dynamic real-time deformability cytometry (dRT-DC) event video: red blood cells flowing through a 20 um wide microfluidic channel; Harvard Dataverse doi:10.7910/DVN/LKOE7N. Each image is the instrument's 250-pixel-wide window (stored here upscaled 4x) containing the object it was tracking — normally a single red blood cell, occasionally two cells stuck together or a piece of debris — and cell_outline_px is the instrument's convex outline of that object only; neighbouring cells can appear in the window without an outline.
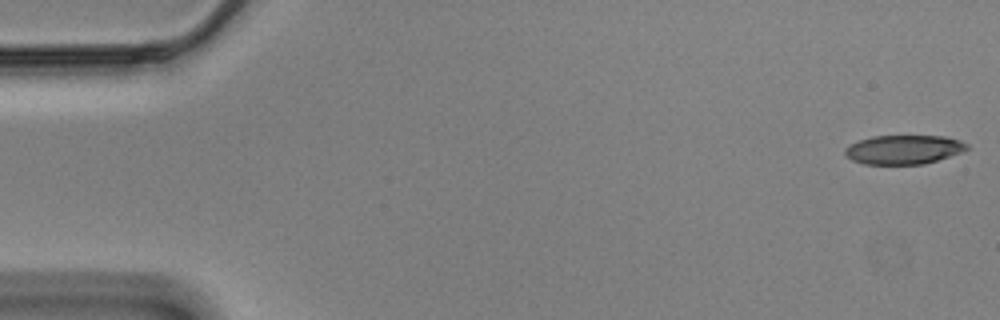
{"species": "Egyptian fruit bat (a non-hibernating species)", "species_latin": "Rousettus aegyptiacus", "temperature_condition": "cold", "stored_images_in_passage": 56, "camera_frame_rate_fps": 3000, "um_per_image_px": 0.085, "animal": {"sex": "male"}, "frame": {"image": 1, "passage_image": 1, "time_ms": 0.0, "image_size_px": [1000, 320], "cell_outline_px": [[968, 148], [960, 152], [924, 164], [864, 164], [852, 160], [844, 156], [844, 148], [860, 140], [872, 136], [944, 136], [960, 140], [968, 144]], "centroid_in_image_um": [76.77, 12.71], "position_along_channel_um": 8.2, "area_um2": 20.52}}
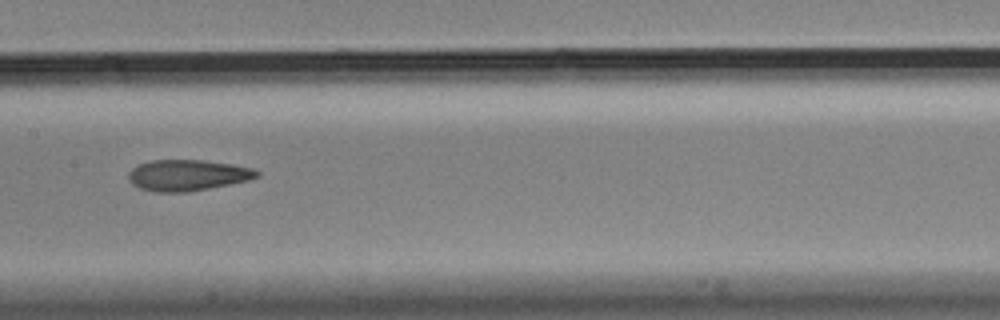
{"frame": {"image": 2, "passage_image": 28, "time_ms": 9.0, "image_size_px": [1000, 320], "cell_outline_px": [[260, 176], [248, 180], [188, 192], [156, 192], [140, 188], [132, 184], [128, 180], [128, 172], [132, 168], [140, 164], [152, 160], [204, 160], [232, 164], [252, 168], [260, 172]], "centroid_in_image_um": [15.92, 14.89], "position_along_channel_um": 191.5, "area_um2": 23.18}}
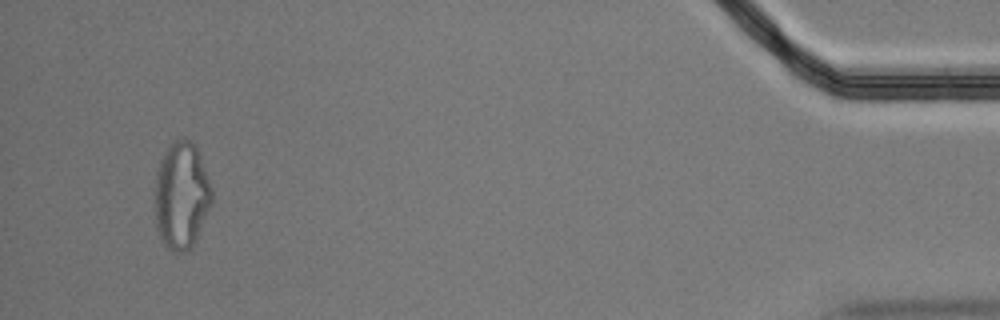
{"frame": {"image": 3, "passage_image": 54, "time_ms": 17.667, "image_size_px": [1000, 320], "cell_outline_px": [[212, 204], [192, 244], [184, 252], [172, 252], [160, 240], [156, 228], [156, 172], [160, 160], [168, 144], [184, 136], [192, 140], [196, 144], [212, 188]], "centroid_in_image_um": [15.42, 16.56], "position_along_channel_um": 419.8, "area_um2": 35.6}, "authors_computed_cell_mechanics": {"area_um2": 23.409, "velocity_mm_per_s": 3.5012, "shape_relaxation_time_tau1_ms": null, "shape_relaxation_time_tau2_ms": 5.0954, "deformation_change_tau1": null, "deformation_change_tau2": 0.1422}}